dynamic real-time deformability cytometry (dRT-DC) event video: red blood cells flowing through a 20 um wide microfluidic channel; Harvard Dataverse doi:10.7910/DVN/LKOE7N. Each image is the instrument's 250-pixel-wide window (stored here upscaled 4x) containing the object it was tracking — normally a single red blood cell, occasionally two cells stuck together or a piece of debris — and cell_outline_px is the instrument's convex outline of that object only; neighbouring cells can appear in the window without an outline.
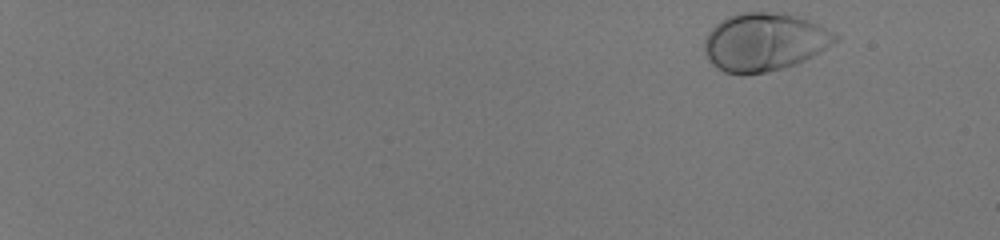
{"species": "human", "species_latin": "Homo sapiens", "temperature_condition": "room temperature", "stored_images_in_passage": 50, "camera_frame_rate_fps": 3000, "um_per_image_px": 0.085, "donor": {"sex": "male"}, "frame": {"image": 1, "passage_image": 1, "time_ms": 0.0, "image_size_px": [1000, 240], "cell_outline_px": [[840, 40], [820, 52], [796, 64], [768, 72], [744, 76], [724, 72], [716, 68], [708, 60], [704, 52], [704, 36], [716, 24], [728, 16], [740, 12], [768, 12], [796, 16], [808, 20], [840, 36]], "centroid_in_image_um": [64.93, 3.6], "position_along_channel_um": 20.1, "area_um2": 44.51}}
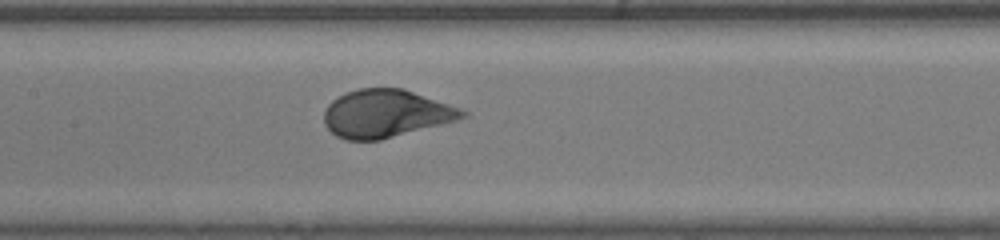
{"frame": {"image": 2, "passage_image": 28, "time_ms": 9.0, "image_size_px": [1000, 240], "cell_outline_px": [[468, 116], [456, 120], [380, 140], [344, 140], [336, 136], [324, 124], [324, 108], [332, 100], [348, 92], [360, 88], [404, 88], [460, 108], [468, 112]], "centroid_in_image_um": [32.78, 9.65], "position_along_channel_um": 174.6, "area_um2": 38.38}}
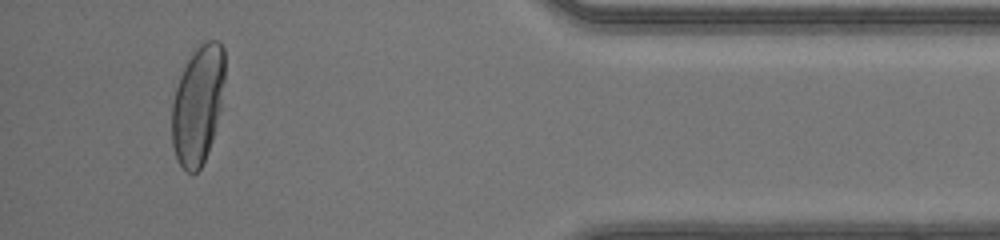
{"frame": {"image": 3, "passage_image": 48, "time_ms": 15.667, "image_size_px": [1000, 240], "cell_outline_px": [[224, 80], [220, 108], [212, 140], [208, 152], [200, 168], [196, 172], [188, 172], [176, 160], [172, 144], [172, 104], [176, 88], [180, 76], [192, 52], [200, 44], [208, 40], [216, 40], [224, 48]], "centroid_in_image_um": [16.81, 8.9], "position_along_channel_um": 418.4, "area_um2": 36.24}, "authors_computed_cell_mechanics": {"area_um2": 40.0843, "velocity_mm_per_s": 4.1067, "shape_relaxation_time_tau1_ms": 2.2374, "shape_relaxation_time_tau2_ms": null, "deformation_change_tau1": 0.1668, "deformation_change_tau2": null}}